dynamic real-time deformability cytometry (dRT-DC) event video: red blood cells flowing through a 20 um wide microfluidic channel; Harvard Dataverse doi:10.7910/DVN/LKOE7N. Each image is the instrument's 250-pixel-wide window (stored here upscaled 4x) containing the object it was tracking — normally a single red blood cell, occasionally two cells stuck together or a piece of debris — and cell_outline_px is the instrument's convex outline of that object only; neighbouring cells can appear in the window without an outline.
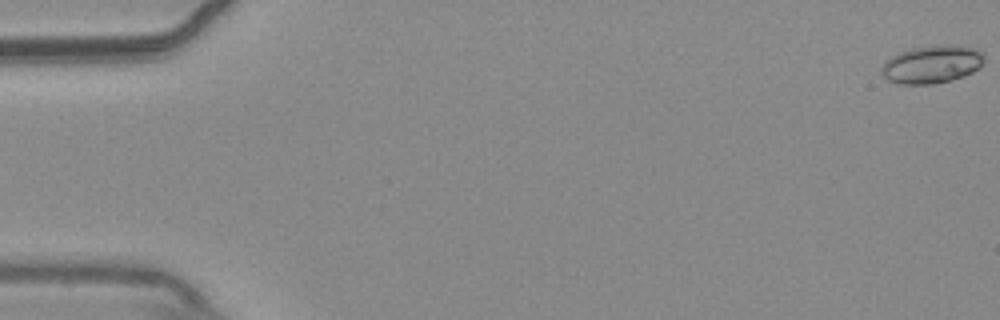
{"species": "common noctule bat (a hibernating species)", "species_latin": "Nyctalus noctula", "temperature_condition": "warm", "stored_images_in_passage": 56, "camera_frame_rate_fps": 3000, "um_per_image_px": 0.085, "animal": {"sex": "male", "body_mass_g": 20.4}, "frame": {"image": 1, "passage_image": 1, "time_ms": 0.0, "image_size_px": [1000, 320], "cell_outline_px": [[984, 60], [972, 72], [964, 76], [932, 84], [900, 84], [888, 80], [880, 72], [880, 68], [884, 60], [888, 56], [912, 48], [932, 44], [956, 44], [980, 48], [984, 52]], "centroid_in_image_um": [79.19, 5.42], "position_along_channel_um": 5.8, "area_um2": 23.18}}
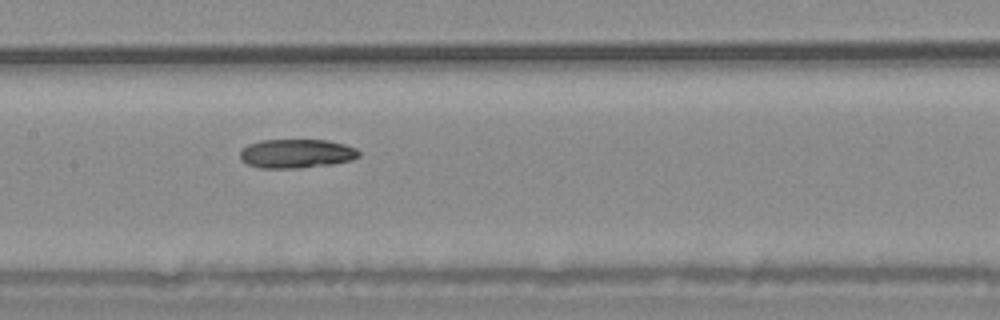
{"frame": {"image": 2, "passage_image": 28, "time_ms": 9.0, "image_size_px": [1000, 320], "cell_outline_px": [[360, 156], [352, 160], [332, 164], [300, 168], [260, 168], [248, 164], [240, 160], [240, 152], [248, 144], [260, 140], [328, 140], [344, 144], [356, 148], [360, 152]], "centroid_in_image_um": [25.21, 13.05], "position_along_channel_um": 182.2, "area_um2": 20.17}}
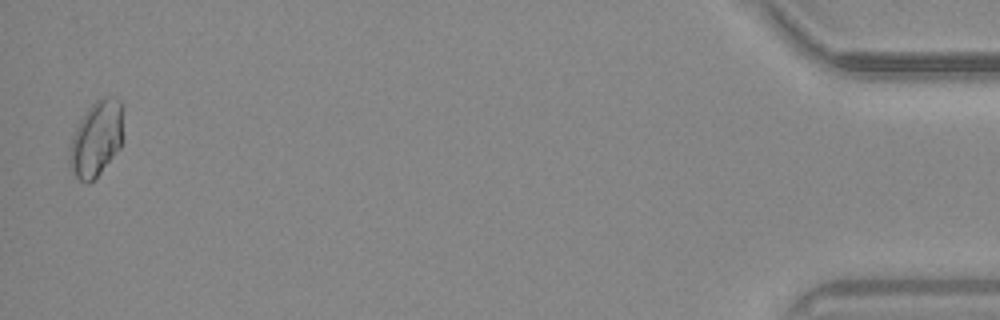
{"frame": {"image": 3, "passage_image": 55, "time_ms": 18.0, "image_size_px": [1000, 320], "cell_outline_px": [[124, 108], [120, 148], [100, 172], [88, 184], [84, 184], [72, 172], [68, 164], [68, 156], [72, 136], [80, 120], [88, 108], [100, 96], [112, 96], [120, 100]], "centroid_in_image_um": [8.19, 11.76], "position_along_channel_um": 427.0, "area_um2": 23.81}, "authors_computed_cell_mechanics": {"area_um2": 20.6924, "velocity_mm_per_s": 3.7099, "shape_relaxation_time_tau1_ms": 1.9985, "shape_relaxation_time_tau2_ms": null, "deformation_change_tau1": 0.0912, "deformation_change_tau2": null}}